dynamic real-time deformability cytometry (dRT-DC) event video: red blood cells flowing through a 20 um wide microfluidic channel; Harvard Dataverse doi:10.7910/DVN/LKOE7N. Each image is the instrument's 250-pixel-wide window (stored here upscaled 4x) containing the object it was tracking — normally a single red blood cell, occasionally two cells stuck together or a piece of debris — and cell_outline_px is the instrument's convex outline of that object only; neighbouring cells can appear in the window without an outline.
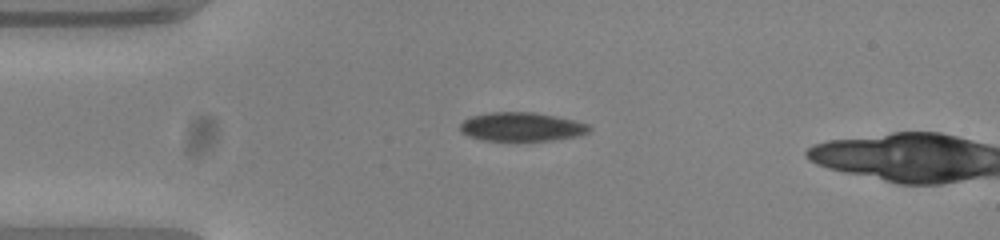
{"species": "common noctule bat (a hibernating species)", "species_latin": "Nyctalus noctula", "temperature_condition": "warm", "stored_images_in_passage": 4, "camera_frame_rate_fps": 3000, "um_per_image_px": 0.085, "animal": {"sex": "female", "body_mass_g": 23.0, "forearm_length_mm": 53.4}, "frame": {"image": 1, "passage_image": 1, "time_ms": 0.0, "image_size_px": [1000, 240], "cell_outline_px": [[592, 128], [588, 132], [576, 136], [552, 140], [484, 140], [468, 136], [460, 132], [460, 124], [464, 120], [472, 116], [488, 112], [532, 112], [556, 116], [576, 120], [588, 124]], "centroid_in_image_um": [44.33, 10.77], "position_along_channel_um": 40.7, "area_um2": 21.62}}